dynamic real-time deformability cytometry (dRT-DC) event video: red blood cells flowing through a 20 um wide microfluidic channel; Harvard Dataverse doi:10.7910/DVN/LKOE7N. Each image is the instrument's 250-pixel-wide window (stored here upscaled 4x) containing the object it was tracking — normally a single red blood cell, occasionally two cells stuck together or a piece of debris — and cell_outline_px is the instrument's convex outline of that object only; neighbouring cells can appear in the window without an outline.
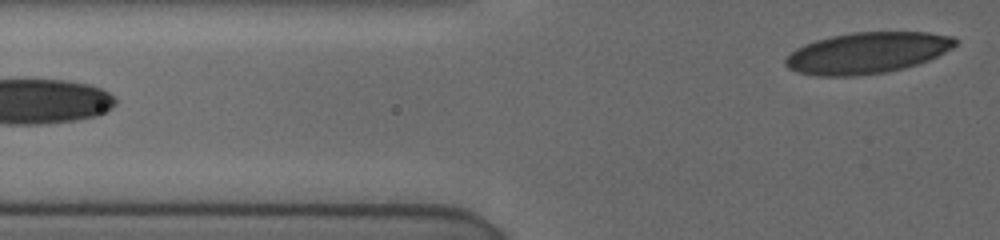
{"species": "human", "species_latin": "Homo sapiens", "temperature_condition": "cold", "stored_images_in_passage": 13, "segment_of_instrument_passage": [2, 2], "camera_frame_rate_fps": 3000, "um_per_image_px": 0.085, "donor": {"sex": "female"}, "frame": {"image": 1, "passage_image": 13, "time_ms": 7.333, "image_size_px": [1000, 240], "cell_outline_px": [[960, 40], [952, 48], [928, 60], [904, 68], [888, 72], [856, 76], [816, 76], [796, 72], [788, 68], [784, 64], [784, 60], [796, 48], [804, 44], [816, 40], [832, 36], [852, 32], [928, 32], [952, 36]], "centroid_in_image_um": [73.7, 4.5], "position_along_channel_um": 52.1, "area_um2": 40.86}}